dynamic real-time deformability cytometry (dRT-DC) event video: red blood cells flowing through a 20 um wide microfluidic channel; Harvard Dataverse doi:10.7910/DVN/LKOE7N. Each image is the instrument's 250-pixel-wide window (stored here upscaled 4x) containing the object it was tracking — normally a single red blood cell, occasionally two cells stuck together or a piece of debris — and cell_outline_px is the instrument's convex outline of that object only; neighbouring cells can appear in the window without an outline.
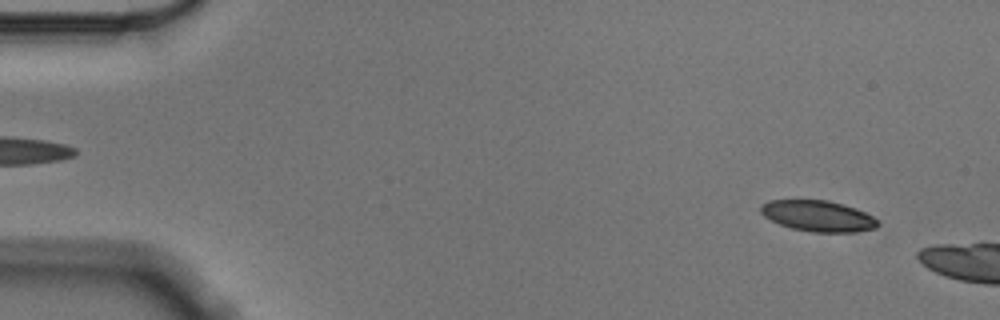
{"species": "Egyptian fruit bat (a non-hibernating species)", "species_latin": "Rousettus aegyptiacus", "temperature_condition": "cold", "stored_images_in_passage": 9, "camera_frame_rate_fps": 3000, "um_per_image_px": 0.085, "animal": {"sex": "male"}, "frame": {"image": 1, "passage_image": 4, "time_ms": 1.0, "image_size_px": [1000, 320], "cell_outline_px": [[880, 224], [876, 228], [856, 232], [812, 232], [792, 228], [780, 224], [764, 216], [760, 212], [760, 204], [768, 200], [828, 200], [844, 204], [856, 208], [872, 216]], "centroid_in_image_um": [69.53, 18.35], "position_along_channel_um": 15.5, "area_um2": 21.15}}